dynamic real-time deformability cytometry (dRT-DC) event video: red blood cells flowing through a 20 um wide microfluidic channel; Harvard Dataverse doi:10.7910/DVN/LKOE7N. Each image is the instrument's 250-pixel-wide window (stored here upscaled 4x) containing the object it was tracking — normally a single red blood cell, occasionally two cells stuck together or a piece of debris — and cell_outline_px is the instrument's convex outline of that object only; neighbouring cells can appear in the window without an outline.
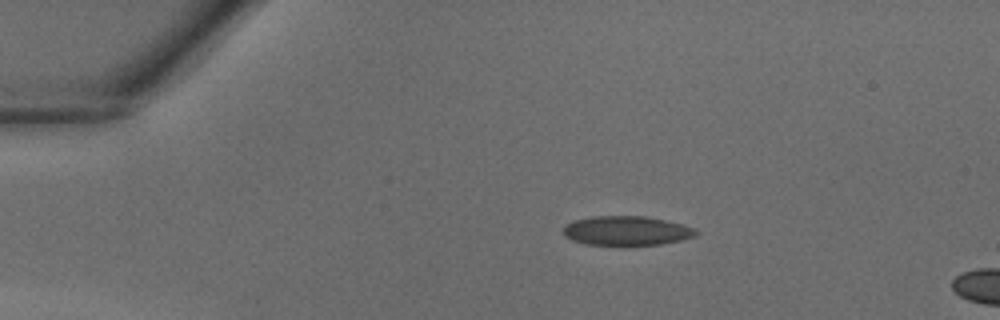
{"species": "common noctule bat (a hibernating species)", "species_latin": "Nyctalus noctula", "temperature_condition": "warm", "stored_images_in_passage": 4, "camera_frame_rate_fps": 3000, "um_per_image_px": 0.085, "animal": {"sex": "male", "body_mass_g": 18.8}, "frame": {"image": 1, "passage_image": 1, "time_ms": 0.0, "image_size_px": [1000, 320], "cell_outline_px": [[700, 232], [696, 236], [680, 240], [660, 244], [584, 244], [572, 240], [564, 236], [564, 224], [572, 220], [592, 216], [644, 216], [684, 224], [696, 228]], "centroid_in_image_um": [53.26, 19.59], "position_along_channel_um": 31.7, "area_um2": 22.66}}